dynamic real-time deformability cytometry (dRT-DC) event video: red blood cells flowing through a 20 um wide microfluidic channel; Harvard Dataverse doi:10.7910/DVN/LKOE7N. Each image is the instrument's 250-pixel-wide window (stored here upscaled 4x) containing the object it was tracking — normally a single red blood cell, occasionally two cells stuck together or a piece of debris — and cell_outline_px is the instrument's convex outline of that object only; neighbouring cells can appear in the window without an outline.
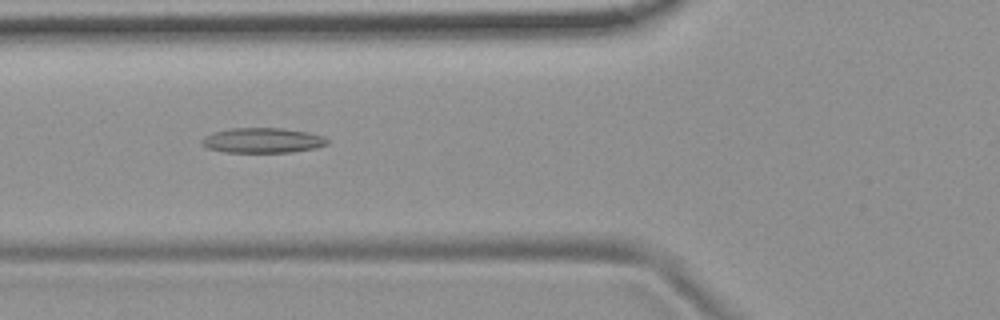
{"species": "common noctule bat (a hibernating species)", "species_latin": "Nyctalus noctula", "temperature_condition": "room temperature", "stored_images_in_passage": 31, "camera_frame_rate_fps": 3000, "um_per_image_px": 0.085, "animal": {"sex": "female", "body_mass_g": 19.9}, "frame": {"image": 1, "passage_image": 4, "time_ms": 1.0, "image_size_px": [1000, 320], "cell_outline_px": [[328, 144], [316, 148], [292, 152], [224, 152], [208, 148], [200, 144], [204, 136], [212, 132], [232, 128], [284, 128], [308, 132], [324, 136], [328, 140]], "centroid_in_image_um": [22.32, 11.93], "position_along_channel_um": 103.5, "area_um2": 18.44}}
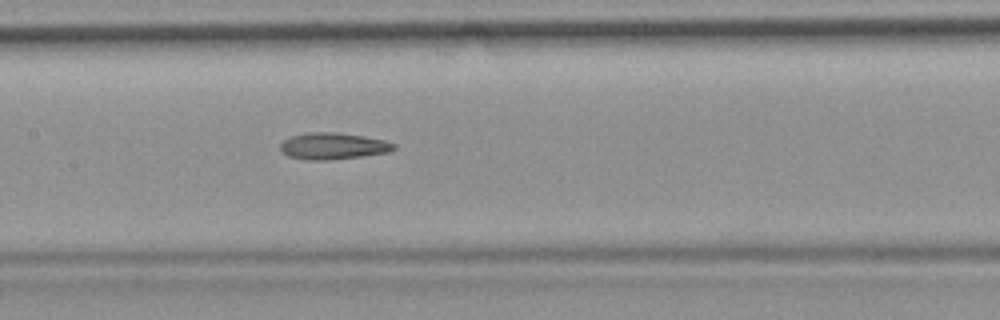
{"frame": {"image": 2, "passage_image": 10, "time_ms": 3.0, "image_size_px": [1000, 320], "cell_outline_px": [[396, 148], [388, 152], [332, 160], [308, 160], [288, 156], [280, 152], [280, 144], [284, 140], [292, 136], [304, 132], [336, 132], [364, 136], [384, 140], [396, 144]], "centroid_in_image_um": [28.28, 12.41], "position_along_channel_um": 179.1, "area_um2": 17.69}}
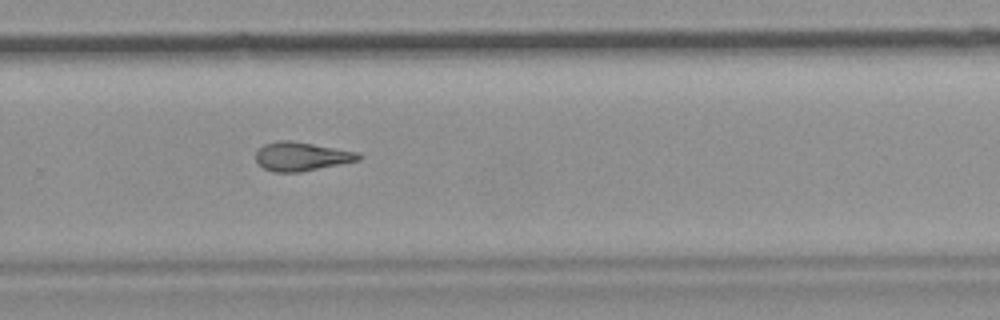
{"frame": {"image": 3, "passage_image": 20, "time_ms": 6.333, "image_size_px": [1000, 320], "cell_outline_px": [[360, 160], [300, 172], [272, 172], [256, 164], [256, 152], [264, 144], [280, 140], [292, 140], [360, 152]], "centroid_in_image_um": [25.61, 13.29], "position_along_channel_um": 304.2, "area_um2": 17.34}, "authors_computed_cell_mechanics": {"area_um2": 17.5134, "velocity_mm_per_s": 3.7669, "shape_relaxation_time_tau1_ms": null, "shape_relaxation_time_tau2_ms": 6.3496, "deformation_change_tau1": null, "deformation_change_tau2": 0.1832}}